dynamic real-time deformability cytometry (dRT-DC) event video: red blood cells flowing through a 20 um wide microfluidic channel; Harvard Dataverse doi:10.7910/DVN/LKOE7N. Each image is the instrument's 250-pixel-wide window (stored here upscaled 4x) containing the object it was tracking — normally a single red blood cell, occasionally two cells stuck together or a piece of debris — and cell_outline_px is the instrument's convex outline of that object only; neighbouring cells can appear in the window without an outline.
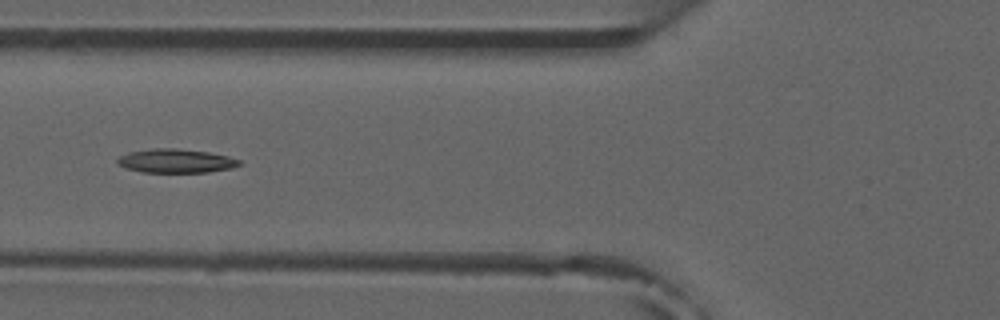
{"species": "common noctule bat (a hibernating species)", "species_latin": "Nyctalus noctula", "temperature_condition": "room temperature", "stored_images_in_passage": 6, "camera_frame_rate_fps": 3000, "um_per_image_px": 0.085, "animal": {"sex": "male", "forearm_length_mm": 52.5}, "frame": {"image": 1, "passage_image": 6, "time_ms": 6.0, "image_size_px": [1000, 320], "cell_outline_px": [[244, 164], [232, 168], [208, 172], [140, 172], [128, 168], [120, 164], [116, 160], [120, 156], [128, 152], [152, 148], [176, 148], [208, 152], [228, 156], [240, 160]], "centroid_in_image_um": [14.99, 13.67], "position_along_channel_um": 110.8, "area_um2": 16.94}}